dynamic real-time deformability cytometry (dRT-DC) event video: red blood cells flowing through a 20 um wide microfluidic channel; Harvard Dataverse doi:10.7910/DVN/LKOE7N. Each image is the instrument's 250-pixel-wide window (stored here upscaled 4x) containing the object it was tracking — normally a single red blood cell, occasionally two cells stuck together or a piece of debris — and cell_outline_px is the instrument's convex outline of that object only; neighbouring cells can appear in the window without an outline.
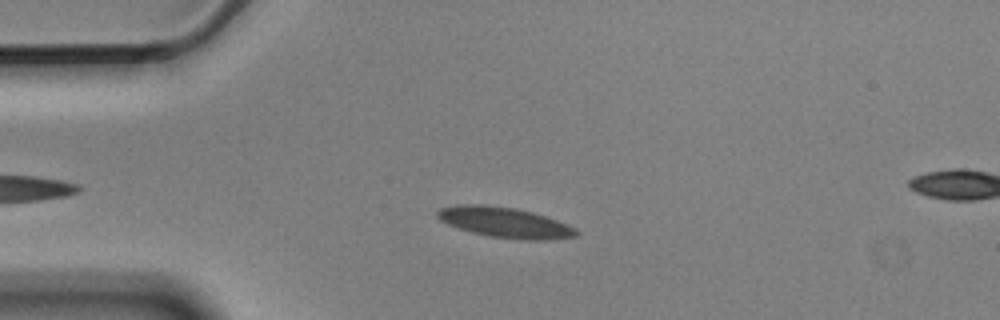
{"species": "Egyptian fruit bat (a non-hibernating species)", "species_latin": "Rousettus aegyptiacus", "temperature_condition": "cold", "stored_images_in_passage": 5, "segment_of_instrument_passage": [1, 2], "camera_frame_rate_fps": 3000, "um_per_image_px": 0.085, "animal": {"sex": "male"}, "frame": {"image": 1, "passage_image": 3, "time_ms": 0.667, "image_size_px": [1000, 320], "cell_outline_px": [[580, 236], [548, 240], [520, 240], [488, 236], [472, 232], [448, 224], [440, 220], [436, 216], [436, 212], [440, 208], [460, 204], [480, 204], [516, 208], [532, 212], [556, 220], [576, 228], [580, 232]], "centroid_in_image_um": [42.94, 18.92], "position_along_channel_um": 42.1, "area_um2": 24.68}}